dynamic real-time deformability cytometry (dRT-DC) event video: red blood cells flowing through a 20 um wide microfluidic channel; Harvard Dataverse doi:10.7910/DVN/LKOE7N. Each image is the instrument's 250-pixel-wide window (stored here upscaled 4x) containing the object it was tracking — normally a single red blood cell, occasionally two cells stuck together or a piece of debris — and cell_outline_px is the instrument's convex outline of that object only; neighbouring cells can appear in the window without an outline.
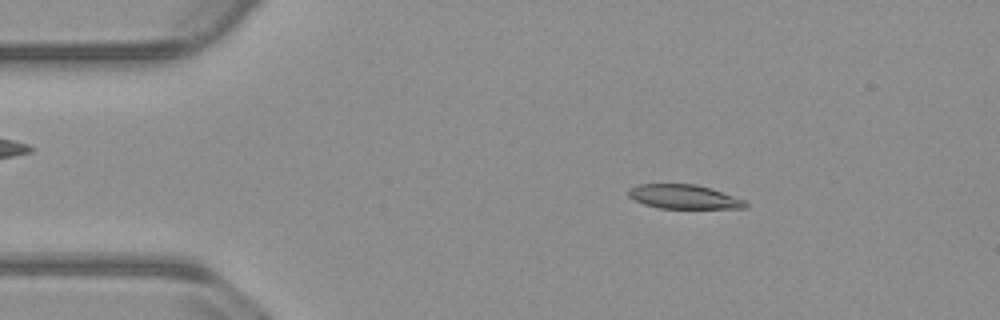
{"species": "common noctule bat (a hibernating species)", "species_latin": "Nyctalus noctula", "temperature_condition": "warm", "stored_images_in_passage": 53, "camera_frame_rate_fps": 3000, "um_per_image_px": 0.085, "animal": {"sex": "male", "body_mass_g": 23.1, "forearm_length_mm": 52.7}, "frame": {"image": 1, "passage_image": 8, "time_ms": 2.333, "image_size_px": [1000, 320], "cell_outline_px": [[748, 208], [660, 208], [644, 204], [628, 196], [628, 188], [640, 184], [696, 184], [744, 200], [748, 204]], "centroid_in_image_um": [58.1, 16.72], "position_along_channel_um": 26.9, "area_um2": 16.18}}
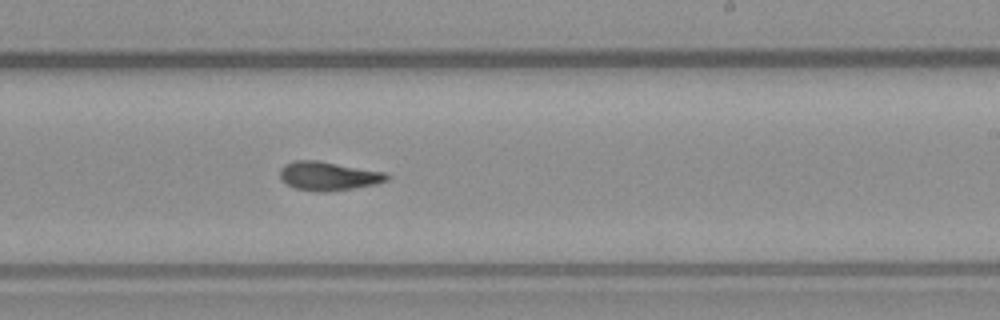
{"frame": {"image": 2, "passage_image": 31, "time_ms": 10.0, "image_size_px": [1000, 320], "cell_outline_px": [[392, 176], [388, 180], [376, 184], [328, 192], [320, 192], [296, 188], [280, 180], [280, 168], [284, 164], [292, 160], [320, 160], [388, 172]], "centroid_in_image_um": [27.95, 14.94], "position_along_channel_um": 261.1, "area_um2": 18.32}}
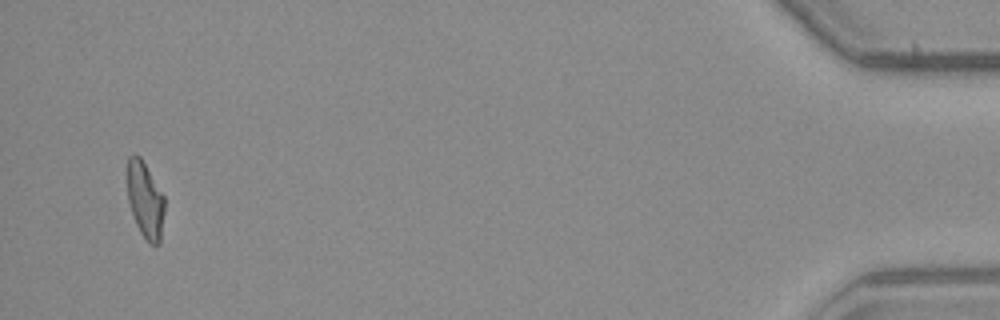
{"frame": {"image": 3, "passage_image": 51, "time_ms": 16.667, "image_size_px": [1000, 320], "cell_outline_px": [[164, 212], [160, 244], [152, 244], [140, 232], [136, 224], [128, 200], [128, 156], [140, 156], [164, 196]], "centroid_in_image_um": [12.35, 17.02], "position_along_channel_um": 422.8, "area_um2": 16.13}, "authors_computed_cell_mechanics": {"area_um2": 17.3978, "velocity_mm_per_s": 3.808, "shape_relaxation_time_tau1_ms": 6.2596, "shape_relaxation_time_tau2_ms": 4.1025, "deformation_change_tau1": 0.2402, "deformation_change_tau2": 0.1034}}